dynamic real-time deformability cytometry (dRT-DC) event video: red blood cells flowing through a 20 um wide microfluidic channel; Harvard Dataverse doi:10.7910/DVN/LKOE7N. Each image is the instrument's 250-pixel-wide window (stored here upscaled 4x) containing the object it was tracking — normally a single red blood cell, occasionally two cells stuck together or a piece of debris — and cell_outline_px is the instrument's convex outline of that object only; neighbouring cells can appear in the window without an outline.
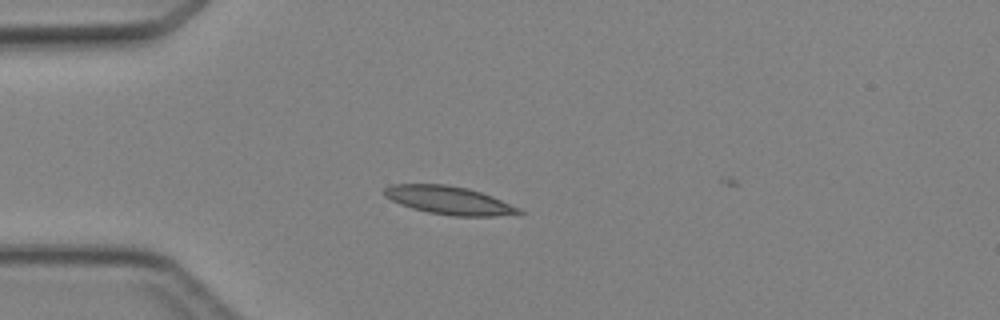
{"species": "Egyptian fruit bat (a non-hibernating species)", "species_latin": "Rousettus aegyptiacus", "temperature_condition": "cold", "stored_images_in_passage": 4, "camera_frame_rate_fps": 3000, "um_per_image_px": 0.085, "animal": {"sex": "female"}, "frame": {"image": 1, "passage_image": 3, "time_ms": 2.333, "image_size_px": [1000, 320], "cell_outline_px": [[524, 212], [496, 216], [452, 216], [428, 212], [412, 208], [400, 204], [384, 196], [384, 188], [392, 184], [448, 184], [468, 188], [492, 196], [520, 208]], "centroid_in_image_um": [38.14, 17.02], "position_along_channel_um": 46.9, "area_um2": 22.02}}